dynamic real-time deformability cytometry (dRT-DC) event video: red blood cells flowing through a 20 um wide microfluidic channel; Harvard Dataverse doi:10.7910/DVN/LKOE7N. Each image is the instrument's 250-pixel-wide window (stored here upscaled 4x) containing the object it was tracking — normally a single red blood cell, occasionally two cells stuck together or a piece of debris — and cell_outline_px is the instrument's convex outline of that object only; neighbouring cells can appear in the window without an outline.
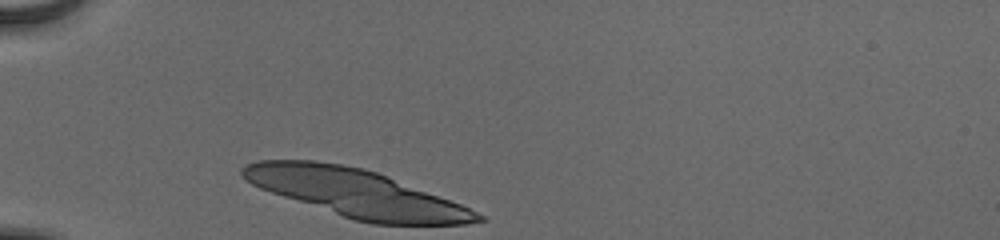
{"species": "human", "species_latin": "Homo sapiens", "temperature_condition": "cold", "stored_images_in_passage": 31, "segment_of_instrument_passage": [1, 2], "camera_frame_rate_fps": 3000, "um_per_image_px": 0.085, "donor": {"sex": "male"}, "frame": {"image": 1, "passage_image": 1, "time_ms": 0.0, "image_size_px": [1000, 240], "cell_outline_px": [[488, 220], [464, 224], [372, 224], [356, 220], [260, 188], [244, 180], [240, 176], [240, 168], [244, 164], [260, 160], [316, 160], [344, 164], [364, 168], [376, 172], [460, 204], [484, 216]], "centroid_in_image_um": [30.23, 16.4], "position_along_channel_um": 54.8, "area_um2": 64.39}}